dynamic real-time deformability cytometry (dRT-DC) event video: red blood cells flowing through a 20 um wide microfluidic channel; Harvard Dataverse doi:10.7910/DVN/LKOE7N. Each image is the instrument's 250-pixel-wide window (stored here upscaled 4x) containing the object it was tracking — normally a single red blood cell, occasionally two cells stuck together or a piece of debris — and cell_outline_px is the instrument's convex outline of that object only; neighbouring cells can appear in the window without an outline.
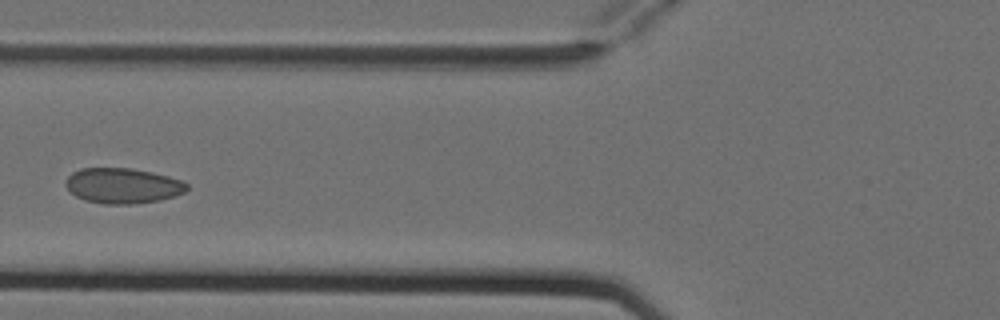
{"species": "Egyptian fruit bat (a non-hibernating species)", "species_latin": "Rousettus aegyptiacus", "temperature_condition": "cold", "stored_images_in_passage": 7, "camera_frame_rate_fps": 3000, "um_per_image_px": 0.085, "animal": {"sex": "female"}, "frame": {"image": 1, "passage_image": 6, "time_ms": 1.667, "image_size_px": [1000, 320], "cell_outline_px": [[188, 188], [184, 192], [176, 196], [160, 200], [132, 204], [104, 204], [84, 200], [76, 196], [64, 184], [64, 180], [72, 172], [80, 168], [132, 168], [152, 172], [168, 176], [180, 180], [188, 184]], "centroid_in_image_um": [10.42, 15.78], "position_along_channel_um": 115.4, "area_um2": 25.09}}
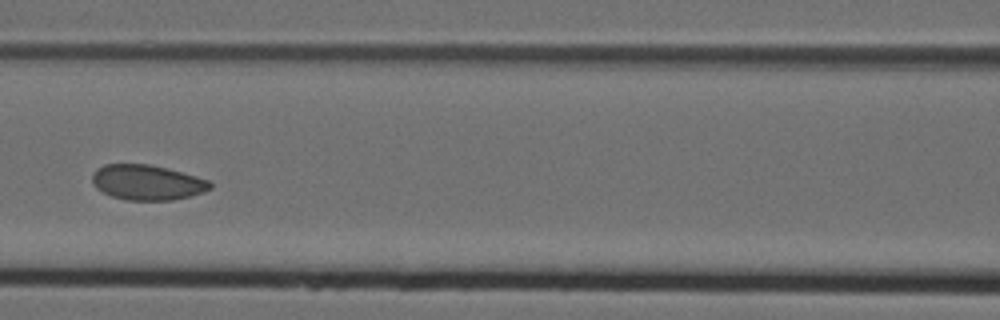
{"frame": {"image": 2, "passage_image": 7, "time_ms": 2.0, "image_size_px": [1000, 320], "cell_outline_px": [[212, 188], [204, 192], [172, 200], [128, 200], [112, 196], [96, 188], [92, 184], [92, 176], [96, 168], [104, 164], [152, 164], [168, 168], [196, 176], [208, 180], [212, 184]], "centroid_in_image_um": [12.5, 15.49], "position_along_channel_um": 154.1, "area_um2": 24.22}}